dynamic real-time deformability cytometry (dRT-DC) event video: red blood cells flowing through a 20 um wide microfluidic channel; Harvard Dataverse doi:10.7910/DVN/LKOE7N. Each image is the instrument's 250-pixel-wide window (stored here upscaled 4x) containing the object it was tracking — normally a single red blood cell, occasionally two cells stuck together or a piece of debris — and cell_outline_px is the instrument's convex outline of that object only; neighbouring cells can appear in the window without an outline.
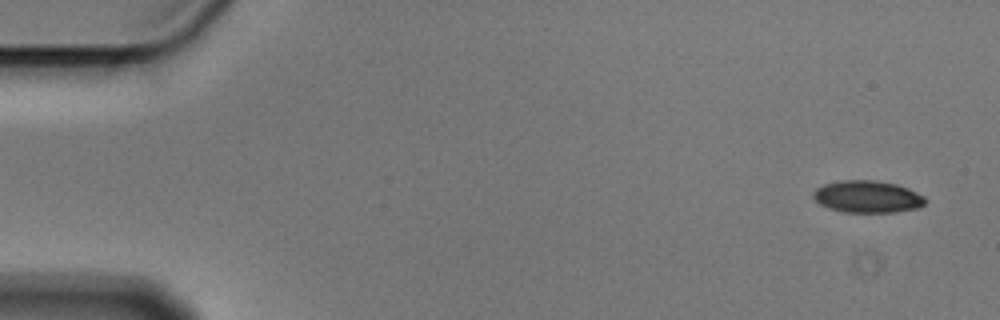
{"species": "Egyptian fruit bat (a non-hibernating species)", "species_latin": "Rousettus aegyptiacus", "temperature_condition": "cold", "stored_images_in_passage": 4, "camera_frame_rate_fps": 3000, "um_per_image_px": 0.085, "animal": {"sex": "male"}, "frame": {"image": 1, "passage_image": 1, "time_ms": 0.0, "image_size_px": [1000, 320], "cell_outline_px": [[924, 204], [920, 208], [896, 212], [844, 212], [828, 208], [820, 204], [812, 196], [812, 192], [816, 188], [824, 184], [840, 180], [876, 180], [896, 184], [908, 188], [924, 196]], "centroid_in_image_um": [73.72, 16.71], "position_along_channel_um": 11.3, "area_um2": 21.04}}
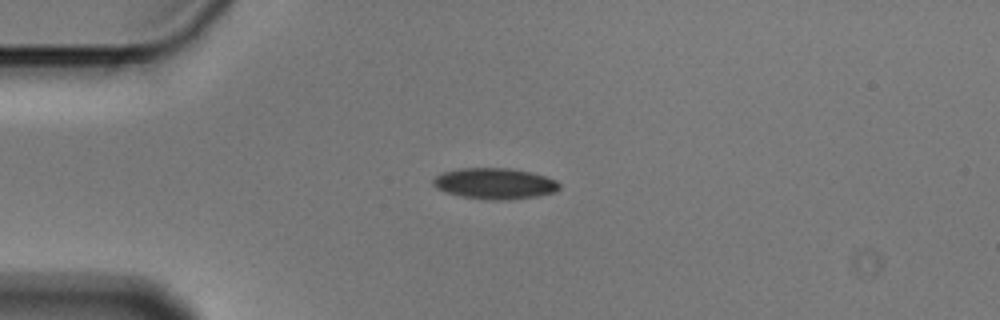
{"frame": {"image": 2, "passage_image": 4, "time_ms": 1.0, "image_size_px": [1000, 320], "cell_outline_px": [[560, 188], [556, 192], [536, 196], [504, 200], [488, 200], [460, 196], [436, 188], [432, 184], [432, 180], [436, 176], [444, 172], [460, 168], [508, 168], [528, 172], [544, 176], [556, 180], [560, 184]], "centroid_in_image_um": [42.05, 15.6], "position_along_channel_um": 43.0, "area_um2": 22.66}}